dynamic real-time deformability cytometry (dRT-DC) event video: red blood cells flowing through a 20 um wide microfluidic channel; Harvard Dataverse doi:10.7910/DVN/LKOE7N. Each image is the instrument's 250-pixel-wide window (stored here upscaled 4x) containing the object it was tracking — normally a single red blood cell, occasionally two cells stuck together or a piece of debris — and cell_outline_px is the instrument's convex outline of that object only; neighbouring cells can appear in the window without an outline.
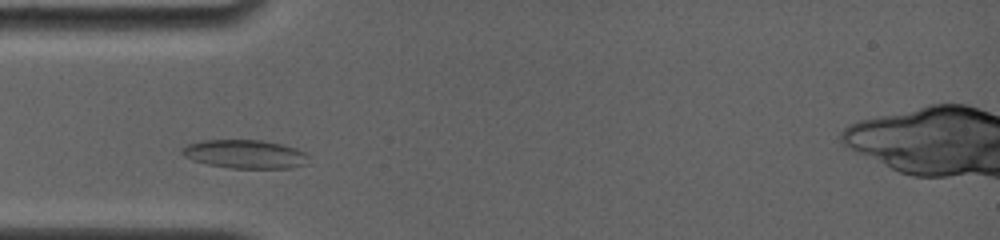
{"species": "common noctule bat (a hibernating species)", "species_latin": "Nyctalus noctula", "temperature_condition": "room temperature", "stored_images_in_passage": 29, "camera_frame_rate_fps": 4000, "um_per_image_px": 0.085, "animal": {"sex": "female", "body_mass_g": 19.0, "forearm_length_mm": 56.7}, "frame": {"image": 1, "passage_image": 5, "time_ms": 1.5, "image_size_px": [1000, 240], "cell_outline_px": [[308, 164], [288, 168], [232, 168], [208, 164], [192, 160], [184, 156], [180, 152], [180, 148], [188, 144], [200, 140], [260, 140], [280, 144], [296, 148], [304, 152], [308, 156]], "centroid_in_image_um": [20.8, 13.1], "position_along_channel_um": 64.2, "area_um2": 21.1}}
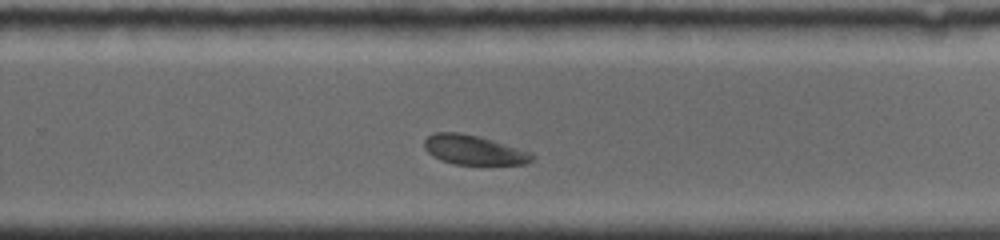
{"frame": {"image": 2, "passage_image": 20, "time_ms": 7.5, "image_size_px": [1000, 240], "cell_outline_px": [[536, 156], [532, 160], [524, 164], [452, 164], [440, 160], [432, 156], [424, 148], [424, 140], [428, 136], [436, 132], [460, 132], [476, 136], [532, 152]], "centroid_in_image_um": [40.24, 12.75], "position_along_channel_um": 289.6, "area_um2": 18.38}}
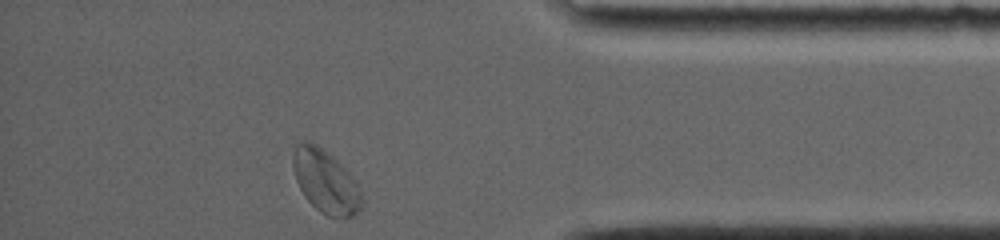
{"frame": {"image": 3, "passage_image": 29, "time_ms": 11.0, "image_size_px": [1000, 240], "cell_outline_px": [[364, 200], [360, 208], [352, 216], [328, 216], [320, 212], [304, 196], [296, 180], [292, 164], [292, 152], [296, 144], [304, 140], [308, 140], [316, 144], [332, 156], [356, 180]], "centroid_in_image_um": [27.65, 15.39], "position_along_channel_um": 407.5, "area_um2": 25.2}, "authors_computed_cell_mechanics": {"area_um2": 19.7676, "velocity_mm_per_s": 3.7625, "shape_relaxation_time_tau1_ms": 5.8712, "shape_relaxation_time_tau2_ms": null, "deformation_change_tau1": 0.0874, "deformation_change_tau2": null}}